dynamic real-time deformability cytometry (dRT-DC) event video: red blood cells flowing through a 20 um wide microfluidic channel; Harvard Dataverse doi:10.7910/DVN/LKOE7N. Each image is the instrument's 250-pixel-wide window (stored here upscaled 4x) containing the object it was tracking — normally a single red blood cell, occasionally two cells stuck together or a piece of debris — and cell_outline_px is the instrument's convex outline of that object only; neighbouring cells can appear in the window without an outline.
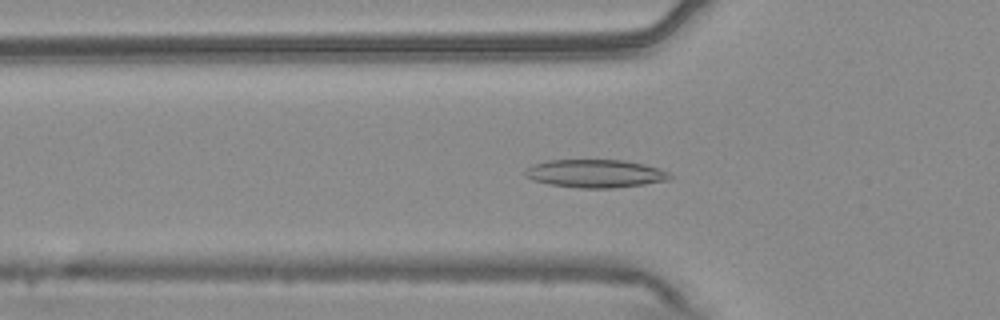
{"species": "common noctule bat (a hibernating species)", "species_latin": "Nyctalus noctula", "temperature_condition": "warm", "stored_images_in_passage": 48, "camera_frame_rate_fps": 3000, "um_per_image_px": 0.085, "animal": {"sex": "male", "body_mass_g": 20.4}, "frame": {"image": 1, "passage_image": 12, "time_ms": 3.667, "image_size_px": [1000, 320], "cell_outline_px": [[672, 176], [668, 180], [644, 184], [616, 188], [580, 188], [548, 184], [532, 180], [524, 176], [524, 172], [532, 164], [548, 160], [624, 160], [644, 164], [660, 168], [668, 172]], "centroid_in_image_um": [50.59, 14.75], "position_along_channel_um": 75.2, "area_um2": 23.81}}
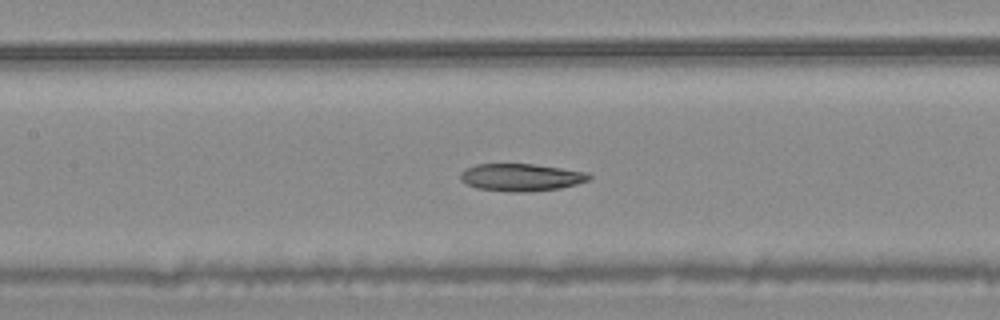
{"frame": {"image": 2, "passage_image": 19, "time_ms": 6.0, "image_size_px": [1000, 320], "cell_outline_px": [[592, 176], [588, 180], [576, 184], [560, 188], [532, 192], [512, 192], [476, 188], [460, 180], [460, 172], [464, 168], [476, 164], [532, 164], [588, 172]], "centroid_in_image_um": [44.27, 15.07], "position_along_channel_um": 163.1, "area_um2": 20.63}}
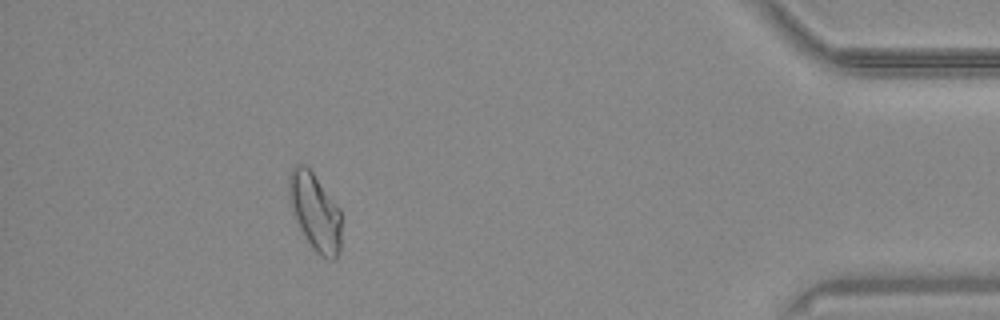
{"frame": {"image": 3, "passage_image": 43, "time_ms": 14.0, "image_size_px": [1000, 320], "cell_outline_px": [[340, 252], [336, 260], [332, 260], [320, 256], [312, 248], [304, 236], [288, 204], [288, 176], [292, 164], [304, 164], [312, 172], [340, 208]], "centroid_in_image_um": [26.74, 18.0], "position_along_channel_um": 408.5, "area_um2": 23.99}, "authors_computed_cell_mechanics": {"area_um2": 22.253, "velocity_mm_per_s": 3.7237, "shape_relaxation_time_tau1_ms": null, "shape_relaxation_time_tau2_ms": 7.463, "deformation_change_tau1": null, "deformation_change_tau2": 0.1447}}